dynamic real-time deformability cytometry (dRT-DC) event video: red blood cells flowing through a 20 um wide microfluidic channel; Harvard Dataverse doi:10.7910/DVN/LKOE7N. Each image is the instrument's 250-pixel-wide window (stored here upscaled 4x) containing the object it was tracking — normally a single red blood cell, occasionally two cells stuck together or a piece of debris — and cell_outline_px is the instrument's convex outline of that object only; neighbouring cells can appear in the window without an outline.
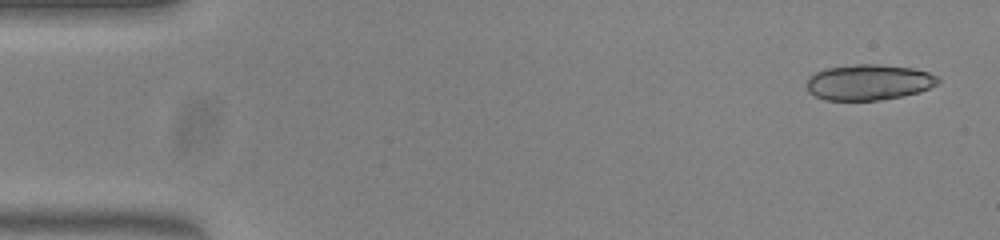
{"species": "common noctule bat (a hibernating species)", "species_latin": "Nyctalus noctula", "temperature_condition": "warm", "stored_images_in_passage": 16, "camera_frame_rate_fps": 3000, "um_per_image_px": 0.085, "animal": {"sex": "female", "body_mass_g": 23.0, "forearm_length_mm": 53.4}, "frame": {"image": 1, "passage_image": 1, "time_ms": 0.0, "image_size_px": [1000, 240], "cell_outline_px": [[940, 80], [936, 84], [920, 92], [904, 96], [880, 100], [824, 100], [808, 92], [808, 76], [824, 68], [856, 64], [880, 64], [912, 68], [928, 72], [940, 76]], "centroid_in_image_um": [73.86, 6.99], "position_along_channel_um": 11.1, "area_um2": 27.51}}